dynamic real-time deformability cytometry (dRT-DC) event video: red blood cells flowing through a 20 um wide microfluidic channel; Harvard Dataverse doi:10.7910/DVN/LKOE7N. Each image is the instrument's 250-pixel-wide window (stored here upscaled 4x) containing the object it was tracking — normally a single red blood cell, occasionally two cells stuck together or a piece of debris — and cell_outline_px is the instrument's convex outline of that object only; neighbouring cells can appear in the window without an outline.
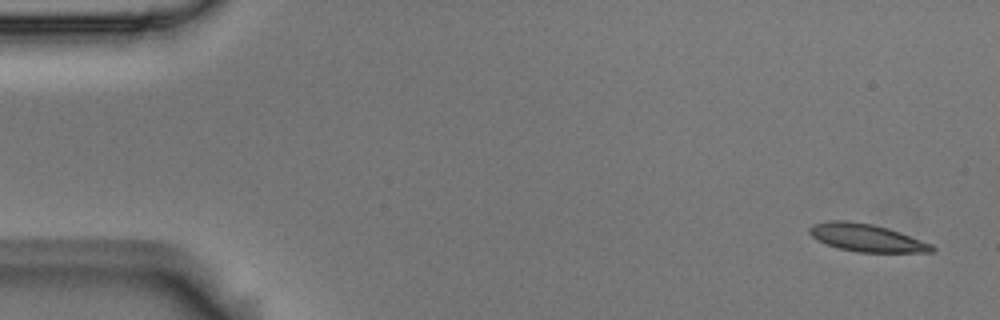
{"species": "Egyptian fruit bat (a non-hibernating species)", "species_latin": "Rousettus aegyptiacus", "temperature_condition": "room temperature", "stored_images_in_passage": 6, "segment_of_instrument_passage": [1, 2], "camera_frame_rate_fps": 3000, "um_per_image_px": 0.085, "animal": {"sex": "male"}, "frame": {"image": 1, "passage_image": 1, "time_ms": 0.0, "image_size_px": [1000, 320], "cell_outline_px": [[936, 248], [932, 252], [856, 252], [840, 248], [828, 244], [812, 236], [808, 232], [808, 228], [812, 224], [828, 220], [848, 220], [872, 224], [888, 228], [900, 232], [932, 244]], "centroid_in_image_um": [73.65, 20.19], "position_along_channel_um": 11.3, "area_um2": 19.65}}
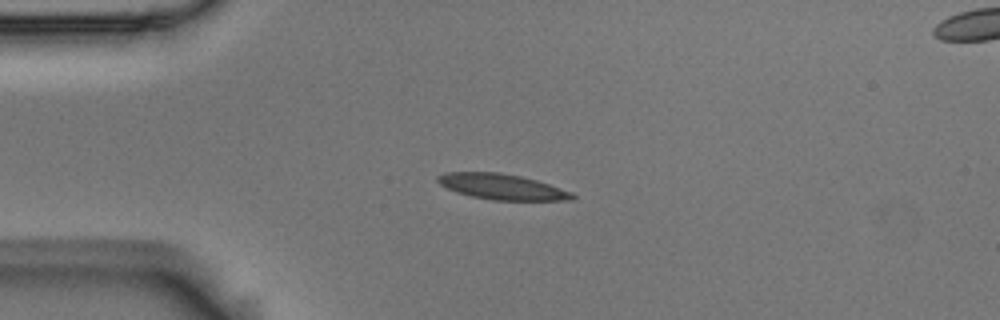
{"frame": {"image": 2, "passage_image": 4, "time_ms": 1.0, "image_size_px": [1000, 320], "cell_outline_px": [[576, 196], [572, 200], [492, 200], [472, 196], [456, 192], [440, 184], [436, 180], [436, 176], [444, 172], [500, 172], [520, 176], [536, 180], [572, 192]], "centroid_in_image_um": [42.64, 15.87], "position_along_channel_um": 42.4, "area_um2": 20.0}}